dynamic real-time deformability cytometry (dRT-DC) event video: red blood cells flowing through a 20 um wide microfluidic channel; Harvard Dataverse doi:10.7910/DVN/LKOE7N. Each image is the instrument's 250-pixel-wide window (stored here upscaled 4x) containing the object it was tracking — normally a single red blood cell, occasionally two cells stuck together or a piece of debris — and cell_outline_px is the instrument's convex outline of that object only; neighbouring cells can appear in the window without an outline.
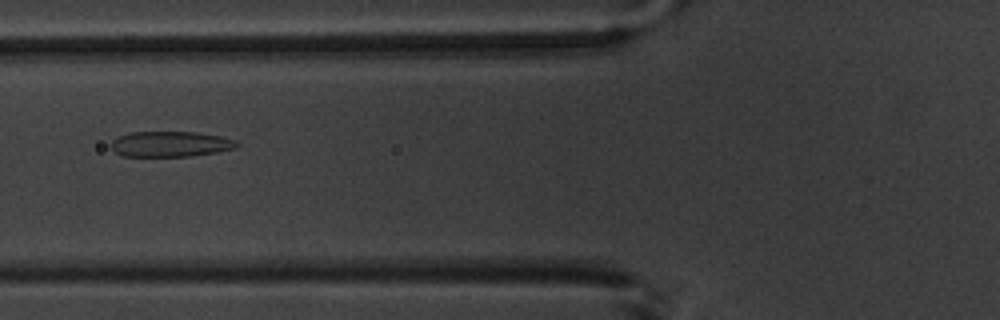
{"species": "common noctule bat (a hibernating species)", "species_latin": "Nyctalus noctula", "temperature_condition": "warm", "stored_images_in_passage": 9, "camera_frame_rate_fps": 3000, "um_per_image_px": 0.085, "animal": {"sex": "male", "body_mass_g": 20.1, "forearm_length_mm": 53.5}, "frame": {"image": 1, "passage_image": 7, "time_ms": 7.0, "image_size_px": [1000, 320], "cell_outline_px": [[240, 144], [236, 148], [216, 152], [188, 156], [120, 156], [108, 144], [112, 140], [128, 132], [196, 132], [220, 136], [236, 140]], "centroid_in_image_um": [14.47, 12.24], "position_along_channel_um": 111.3, "area_um2": 18.73}}
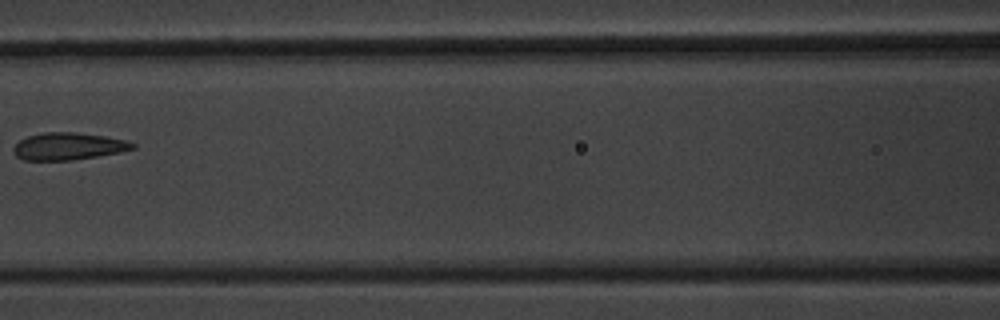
{"frame": {"image": 2, "passage_image": 8, "time_ms": 8.333, "image_size_px": [1000, 320], "cell_outline_px": [[136, 148], [120, 152], [72, 160], [24, 160], [16, 156], [12, 148], [20, 140], [28, 136], [44, 132], [76, 132], [104, 136], [124, 140], [136, 144]], "centroid_in_image_um": [5.79, 12.43], "position_along_channel_um": 160.8, "area_um2": 18.79}}
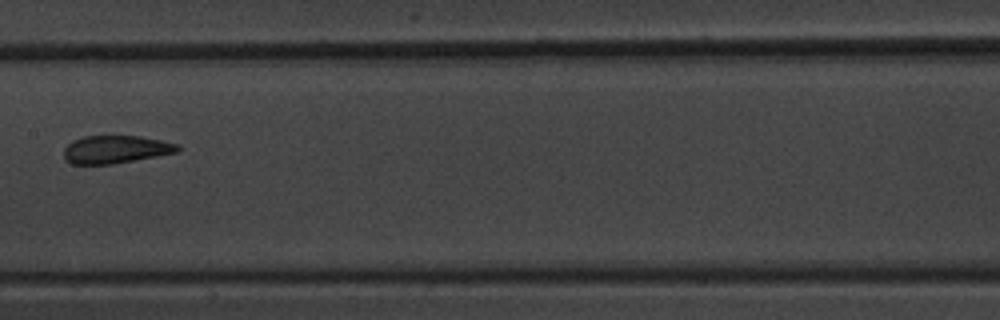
{"frame": {"image": 3, "passage_image": 9, "time_ms": 9.333, "image_size_px": [1000, 320], "cell_outline_px": [[180, 148], [176, 152], [156, 156], [112, 164], [72, 164], [64, 160], [64, 148], [72, 140], [84, 136], [140, 136], [180, 144]], "centroid_in_image_um": [9.8, 12.7], "position_along_channel_um": 197.6, "area_um2": 18.44}}